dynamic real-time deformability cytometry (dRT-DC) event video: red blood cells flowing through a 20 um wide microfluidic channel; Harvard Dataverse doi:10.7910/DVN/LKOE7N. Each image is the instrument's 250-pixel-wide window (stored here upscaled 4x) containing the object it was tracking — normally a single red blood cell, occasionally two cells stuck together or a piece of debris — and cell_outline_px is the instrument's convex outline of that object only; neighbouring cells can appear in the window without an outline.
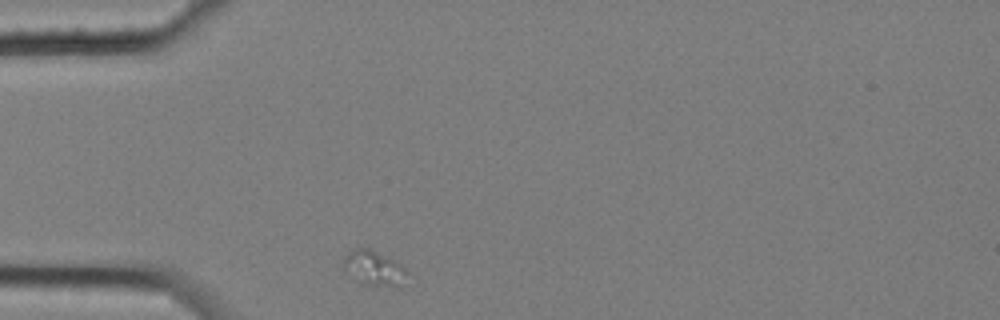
{"species": "common noctule bat (a hibernating species)", "species_latin": "Nyctalus noctula", "temperature_condition": "cold", "stored_images_in_passage": 3, "camera_frame_rate_fps": 3000, "um_per_image_px": 0.085, "animal": {"sex": "female", "body_mass_g": 25.1}, "frame": {"image": 1, "passage_image": 1, "time_ms": 0.0, "image_size_px": [1000, 320], "cell_outline_px": [[408, 272], [400, 288], [396, 288], [360, 284], [352, 280], [348, 276], [344, 268], [344, 260], [348, 252], [356, 248], [368, 248], [400, 264]], "centroid_in_image_um": [31.76, 22.86], "position_along_channel_um": 53.2, "area_um2": 13.06}}